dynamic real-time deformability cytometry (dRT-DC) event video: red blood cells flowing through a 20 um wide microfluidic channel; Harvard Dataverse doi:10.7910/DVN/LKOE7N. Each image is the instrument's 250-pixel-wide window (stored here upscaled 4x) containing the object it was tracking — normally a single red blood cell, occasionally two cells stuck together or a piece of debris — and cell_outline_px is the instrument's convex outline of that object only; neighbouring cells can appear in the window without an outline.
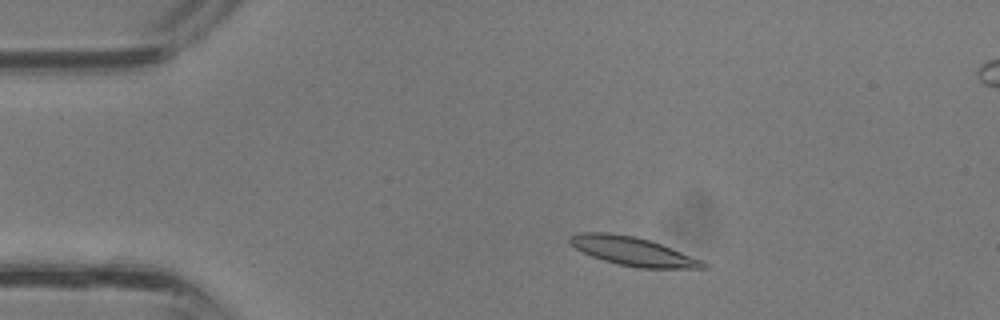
{"species": "common noctule bat (a hibernating species)", "species_latin": "Nyctalus noctula", "temperature_condition": "room temperature", "stored_images_in_passage": 32, "segment_of_instrument_passage": [1, 2], "camera_frame_rate_fps": 3000, "um_per_image_px": 0.085, "animal": {"sex": "male", "body_mass_g": 13.3}, "frame": {"image": 1, "passage_image": 1, "time_ms": 0.0, "image_size_px": [1000, 320], "cell_outline_px": [[708, 268], [640, 268], [620, 264], [604, 260], [592, 256], [568, 244], [568, 236], [576, 232], [608, 232], [632, 236], [648, 240], [672, 248], [704, 260], [708, 264]], "centroid_in_image_um": [53.79, 21.35], "position_along_channel_um": 31.2, "area_um2": 22.25}}
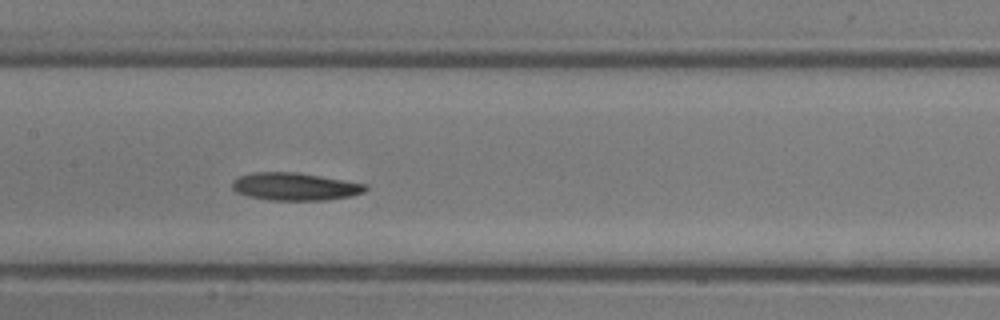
{"frame": {"image": 2, "passage_image": 12, "time_ms": 3.667, "image_size_px": [1000, 320], "cell_outline_px": [[368, 188], [364, 192], [352, 196], [324, 200], [268, 200], [248, 196], [236, 192], [232, 188], [232, 180], [240, 176], [252, 172], [296, 172], [368, 184]], "centroid_in_image_um": [25.07, 15.86], "position_along_channel_um": 182.3, "area_um2": 21.56}}
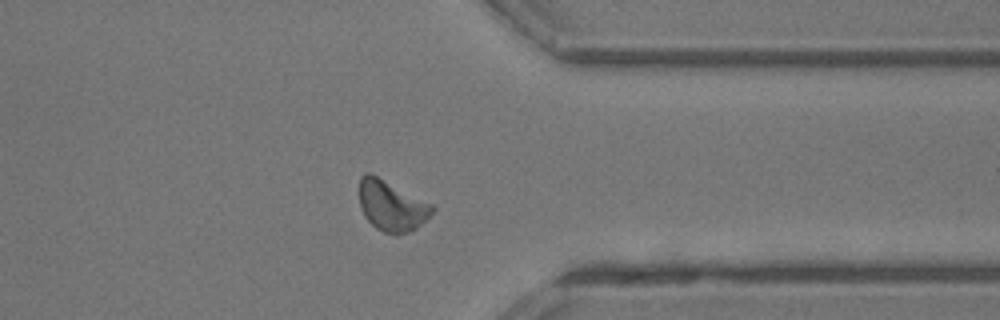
{"frame": {"image": 3, "passage_image": 23, "time_ms": 7.333, "image_size_px": [1000, 320], "cell_outline_px": [[436, 208], [416, 228], [408, 232], [396, 236], [384, 232], [376, 228], [364, 216], [360, 208], [360, 176], [364, 172], [372, 172], [432, 204]], "centroid_in_image_um": [33.26, 17.47], "position_along_channel_um": 378.1, "area_um2": 21.62}}